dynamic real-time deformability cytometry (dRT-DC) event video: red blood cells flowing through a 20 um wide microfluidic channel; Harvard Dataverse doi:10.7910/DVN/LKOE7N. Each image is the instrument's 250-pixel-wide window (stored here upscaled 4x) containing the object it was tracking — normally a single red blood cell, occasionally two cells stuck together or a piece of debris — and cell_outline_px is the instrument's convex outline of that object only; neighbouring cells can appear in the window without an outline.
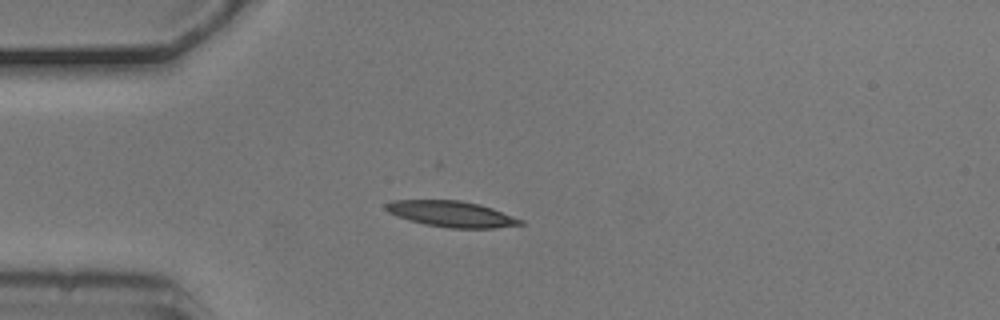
{"species": "common noctule bat (a hibernating species)", "species_latin": "Nyctalus noctula", "temperature_condition": "cold", "stored_images_in_passage": 4, "camera_frame_rate_fps": 3000, "um_per_image_px": 0.085, "animal": {"sex": "male", "body_mass_g": 20.5, "forearm_length_mm": 52.5}, "frame": {"image": 1, "passage_image": 1, "time_ms": 0.0, "image_size_px": [1000, 320], "cell_outline_px": [[524, 224], [496, 228], [452, 228], [424, 224], [408, 220], [396, 216], [388, 212], [384, 208], [384, 204], [392, 200], [460, 200], [480, 204], [492, 208], [524, 220]], "centroid_in_image_um": [38.36, 18.18], "position_along_channel_um": 46.6, "area_um2": 20.46}}
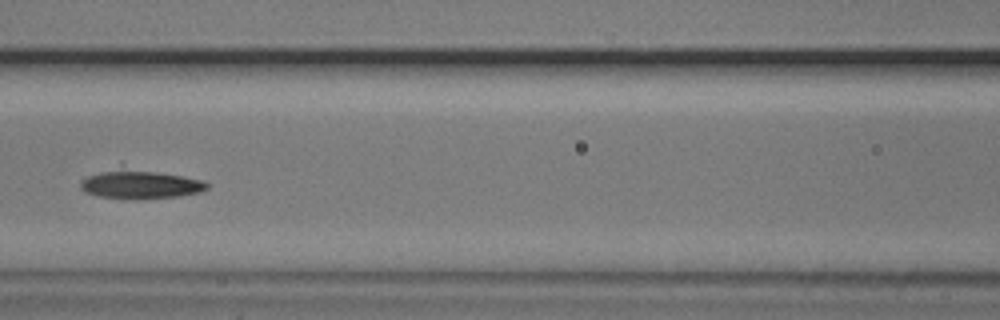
{"frame": {"image": 2, "passage_image": 4, "time_ms": 1.0, "image_size_px": [1000, 320], "cell_outline_px": [[208, 188], [200, 192], [180, 196], [100, 196], [84, 192], [80, 188], [80, 180], [88, 176], [100, 172], [152, 172], [180, 176], [200, 180], [208, 184]], "centroid_in_image_um": [11.93, 15.69], "position_along_channel_um": 154.7, "area_um2": 18.79}}